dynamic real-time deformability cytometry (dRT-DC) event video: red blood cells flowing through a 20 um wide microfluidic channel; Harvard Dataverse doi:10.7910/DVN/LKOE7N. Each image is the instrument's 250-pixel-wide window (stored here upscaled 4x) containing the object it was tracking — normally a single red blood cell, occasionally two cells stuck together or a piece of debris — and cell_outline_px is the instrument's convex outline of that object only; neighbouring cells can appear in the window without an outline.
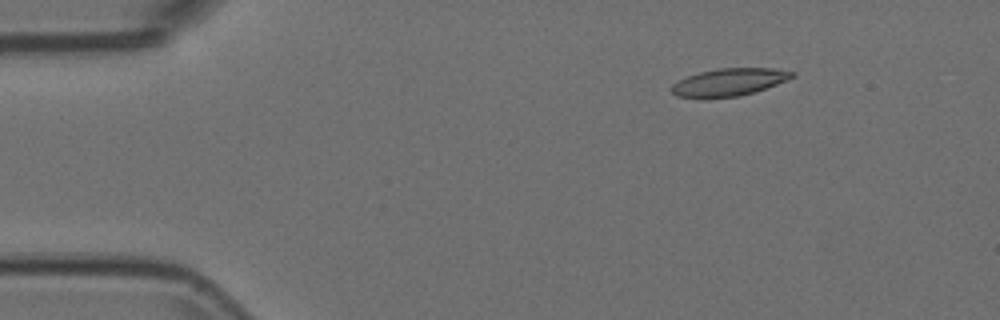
{"species": "Egyptian fruit bat (a non-hibernating species)", "species_latin": "Rousettus aegyptiacus", "temperature_condition": "room temperature", "stored_images_in_passage": 42, "camera_frame_rate_fps": 3000, "um_per_image_px": 0.085, "animal": {"sex": "female"}, "frame": {"image": 1, "passage_image": 1, "time_ms": 0.0, "image_size_px": [1000, 320], "cell_outline_px": [[796, 76], [776, 84], [740, 96], [704, 100], [676, 96], [672, 92], [672, 84], [688, 76], [700, 72], [716, 68], [772, 68], [796, 72]], "centroid_in_image_um": [61.93, 7.01], "position_along_channel_um": 23.1, "area_um2": 19.59}}
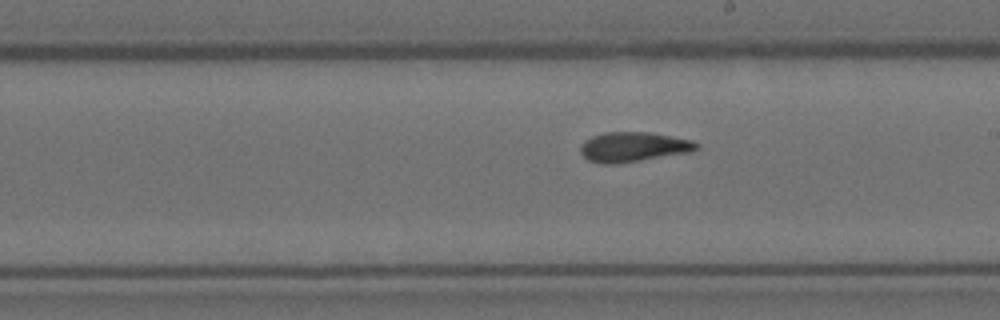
{"frame": {"image": 2, "passage_image": 24, "time_ms": 7.667, "image_size_px": [1000, 320], "cell_outline_px": [[700, 148], [692, 152], [616, 164], [600, 164], [588, 160], [580, 152], [580, 144], [584, 140], [592, 136], [604, 132], [652, 132], [692, 140], [700, 144]], "centroid_in_image_um": [53.85, 12.49], "position_along_channel_um": 235.2, "area_um2": 20.46}}
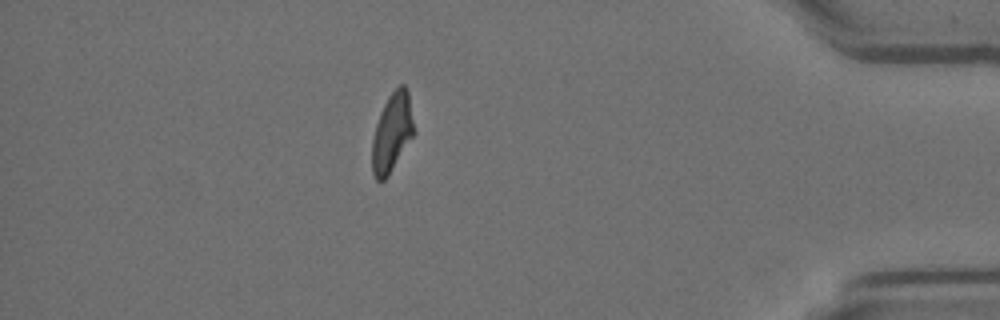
{"frame": {"image": 3, "passage_image": 41, "time_ms": 13.333, "image_size_px": [1000, 320], "cell_outline_px": [[412, 136], [388, 176], [384, 180], [376, 180], [372, 172], [372, 140], [376, 124], [380, 112], [388, 96], [400, 84], [404, 84], [408, 92], [412, 120]], "centroid_in_image_um": [33.28, 11.27], "position_along_channel_um": 401.9, "area_um2": 18.61}}